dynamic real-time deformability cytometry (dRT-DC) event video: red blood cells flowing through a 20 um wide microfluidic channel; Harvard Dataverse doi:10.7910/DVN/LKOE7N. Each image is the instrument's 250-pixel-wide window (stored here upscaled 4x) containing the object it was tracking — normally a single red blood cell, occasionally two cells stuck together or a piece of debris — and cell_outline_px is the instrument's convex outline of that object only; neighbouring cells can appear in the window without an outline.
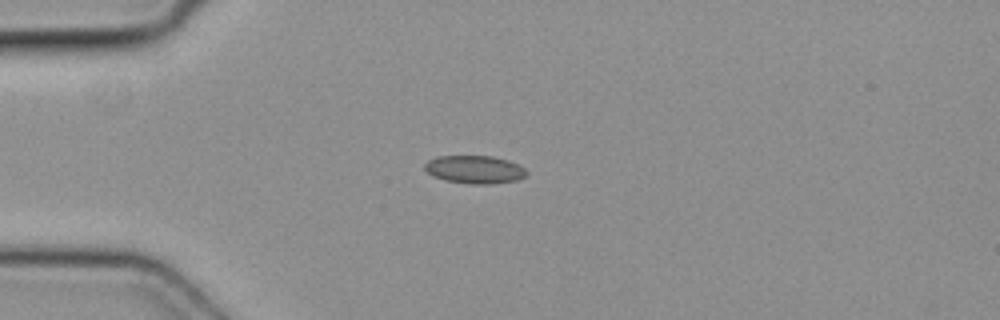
{"species": "common noctule bat (a hibernating species)", "species_latin": "Nyctalus noctula", "temperature_condition": "cold", "stored_images_in_passage": 45, "camera_frame_rate_fps": 3000, "um_per_image_px": 0.085, "animal": {"sex": "female", "body_mass_g": 19.3, "forearm_length_mm": 54.1}, "frame": {"image": 1, "passage_image": 9, "time_ms": 2.667, "image_size_px": [1000, 320], "cell_outline_px": [[528, 172], [524, 176], [516, 180], [492, 184], [468, 184], [444, 180], [432, 176], [424, 168], [424, 164], [428, 160], [436, 156], [492, 156], [508, 160], [524, 168]], "centroid_in_image_um": [40.31, 14.41], "position_along_channel_um": 44.7, "area_um2": 16.65}}
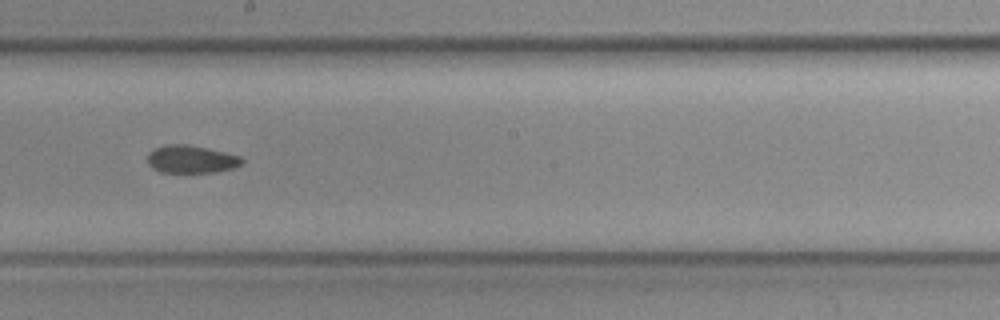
{"frame": {"image": 2, "passage_image": 24, "time_ms": 7.667, "image_size_px": [1000, 320], "cell_outline_px": [[244, 164], [236, 168], [216, 172], [160, 172], [152, 168], [148, 164], [148, 152], [156, 148], [168, 144], [184, 144], [208, 148], [240, 156], [244, 160]], "centroid_in_image_um": [16.29, 13.54], "position_along_channel_um": 231.9, "area_um2": 15.37}}
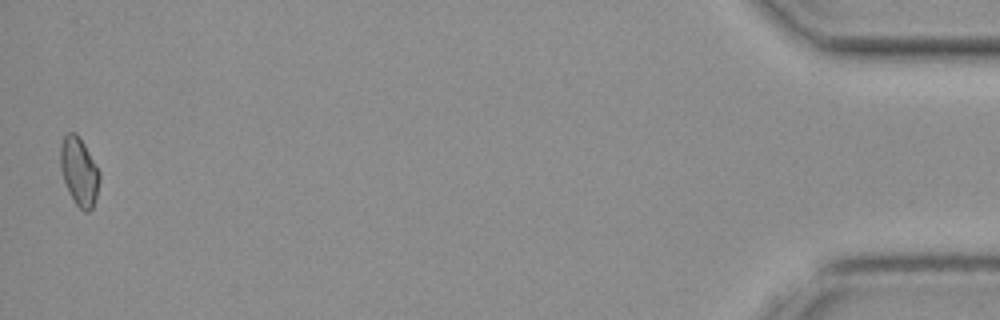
{"frame": {"image": 3, "passage_image": 45, "time_ms": 14.667, "image_size_px": [1000, 320], "cell_outline_px": [[100, 180], [96, 196], [92, 208], [88, 212], [84, 212], [76, 204], [64, 180], [60, 168], [60, 148], [64, 136], [68, 132], [76, 132], [84, 144], [100, 172]], "centroid_in_image_um": [6.73, 14.56], "position_along_channel_um": 428.5, "area_um2": 15.32}}